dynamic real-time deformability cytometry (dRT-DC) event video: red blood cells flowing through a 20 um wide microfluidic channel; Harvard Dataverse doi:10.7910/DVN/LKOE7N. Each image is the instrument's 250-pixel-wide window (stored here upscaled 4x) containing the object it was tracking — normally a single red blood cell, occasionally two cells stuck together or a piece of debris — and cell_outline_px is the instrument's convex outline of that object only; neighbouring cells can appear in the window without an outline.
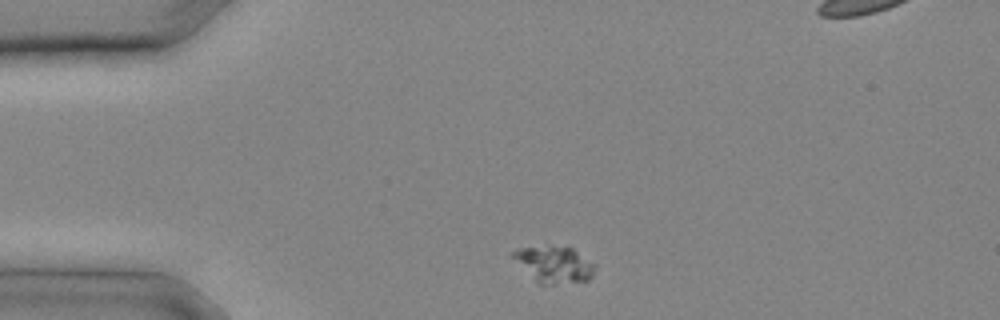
{"species": "common noctule bat (a hibernating species)", "species_latin": "Nyctalus noctula", "temperature_condition": "cold", "stored_images_in_passage": 20, "camera_frame_rate_fps": 3000, "um_per_image_px": 0.085, "animal": {"sex": "male", "body_mass_g": 20.4}, "frame": {"image": 1, "passage_image": 1, "time_ms": 0.0, "image_size_px": [1000, 320], "cell_outline_px": [[596, 264], [592, 276], [588, 280], [552, 284], [540, 284], [512, 256], [512, 252], [520, 248], [572, 248]], "centroid_in_image_um": [47.17, 22.5], "position_along_channel_um": 37.8, "area_um2": 16.42}}
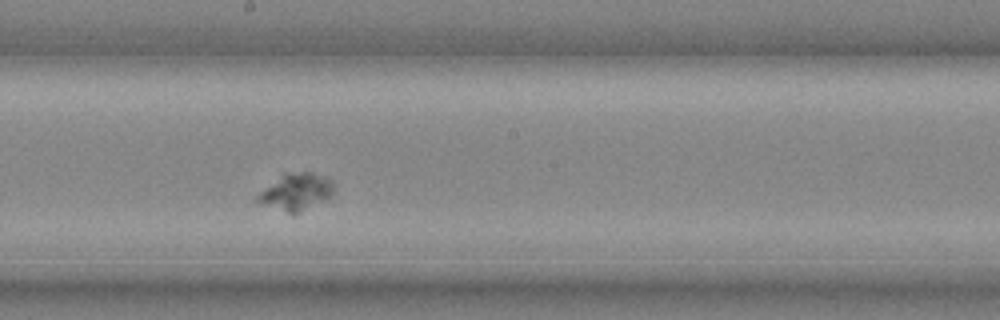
{"frame": {"image": 2, "passage_image": 10, "time_ms": 3.0, "image_size_px": [1000, 320], "cell_outline_px": [[332, 192], [324, 200], [296, 212], [288, 212], [256, 204], [252, 200], [264, 188], [284, 172], [312, 172], [332, 180]], "centroid_in_image_um": [25.06, 16.28], "position_along_channel_um": 223.1, "area_um2": 16.13}}
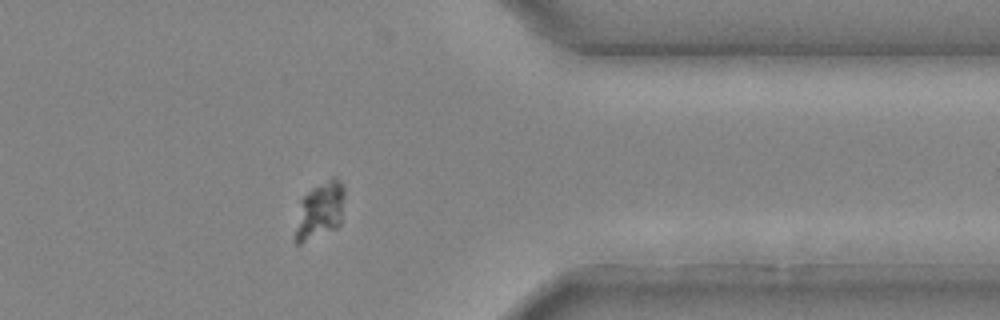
{"frame": {"image": 3, "passage_image": 17, "time_ms": 5.333, "image_size_px": [1000, 320], "cell_outline_px": [[344, 196], [340, 224], [336, 228], [300, 244], [296, 244], [296, 228], [300, 200], [312, 188], [332, 176], [336, 176], [340, 180], [344, 188]], "centroid_in_image_um": [27.21, 17.85], "position_along_channel_um": 384.2, "area_um2": 16.18}}